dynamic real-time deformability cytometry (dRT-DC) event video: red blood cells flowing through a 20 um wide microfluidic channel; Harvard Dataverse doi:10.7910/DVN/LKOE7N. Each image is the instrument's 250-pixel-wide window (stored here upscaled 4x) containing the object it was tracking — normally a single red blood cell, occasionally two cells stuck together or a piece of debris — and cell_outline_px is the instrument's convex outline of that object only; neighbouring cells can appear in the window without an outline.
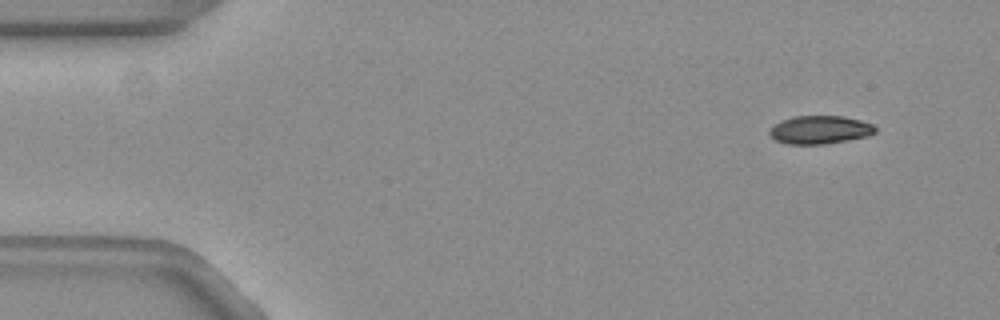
{"species": "common noctule bat (a hibernating species)", "species_latin": "Nyctalus noctula", "temperature_condition": "warm", "stored_images_in_passage": 26, "camera_frame_rate_fps": 3000, "um_per_image_px": 0.085, "animal": {"sex": "female", "body_mass_g": 19.3, "forearm_length_mm": 54.1}, "frame": {"image": 1, "passage_image": 2, "time_ms": 0.333, "image_size_px": [1000, 320], "cell_outline_px": [[876, 132], [868, 136], [824, 144], [788, 144], [776, 140], [768, 132], [780, 120], [792, 116], [844, 116], [860, 120], [872, 124], [876, 128]], "centroid_in_image_um": [69.7, 11.02], "position_along_channel_um": 15.3, "area_um2": 17.28}}
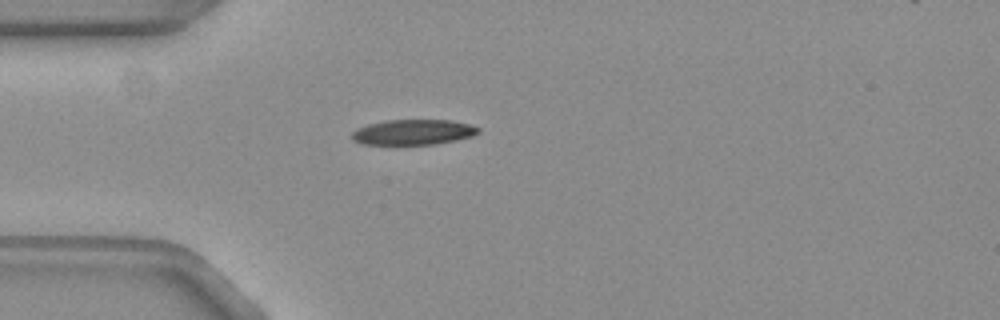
{"frame": {"image": 2, "passage_image": 13, "time_ms": 4.0, "image_size_px": [1000, 320], "cell_outline_px": [[480, 132], [472, 136], [432, 144], [364, 144], [352, 140], [352, 132], [356, 128], [368, 124], [384, 120], [452, 120], [472, 124], [480, 128]], "centroid_in_image_um": [35.12, 11.21], "position_along_channel_um": 49.9, "area_um2": 18.61}}
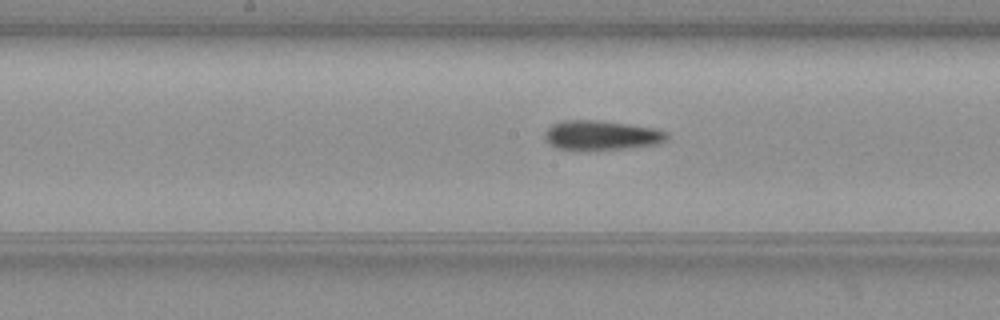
{"frame": {"image": 3, "passage_image": 26, "time_ms": 8.333, "image_size_px": [1000, 320], "cell_outline_px": [[668, 140], [660, 144], [632, 148], [572, 152], [556, 148], [548, 144], [544, 136], [544, 132], [552, 124], [564, 120], [600, 120], [656, 128], [668, 132]], "centroid_in_image_um": [51.11, 11.53], "position_along_channel_um": 197.1, "area_um2": 21.96}}